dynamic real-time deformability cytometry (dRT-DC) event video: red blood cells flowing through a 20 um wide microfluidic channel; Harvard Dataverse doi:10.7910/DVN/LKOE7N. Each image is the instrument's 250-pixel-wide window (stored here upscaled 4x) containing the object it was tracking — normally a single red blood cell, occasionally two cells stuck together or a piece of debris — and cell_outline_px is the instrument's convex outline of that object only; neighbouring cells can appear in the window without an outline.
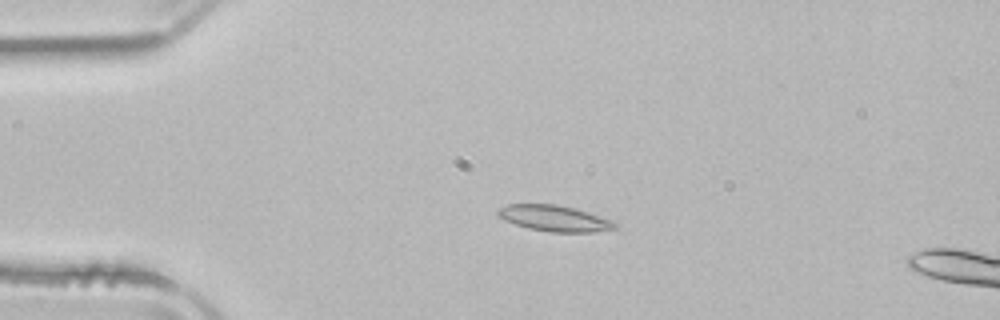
{"species": "common noctule bat (a hibernating species)", "species_latin": "Nyctalus noctula", "temperature_condition": "room temperature", "stored_images_in_passage": 53, "camera_frame_rate_fps": 3000, "um_per_image_px": 0.085, "animal": {"sex": "male", "body_mass_g": 21.5, "forearm_length_mm": 52.0}, "frame": {"image": 1, "passage_image": 12, "time_ms": 3.667, "image_size_px": [1000, 320], "cell_outline_px": [[620, 224], [616, 228], [592, 232], [548, 232], [528, 228], [504, 220], [496, 212], [496, 208], [508, 204], [556, 204], [572, 208], [612, 220]], "centroid_in_image_um": [47.1, 18.56], "position_along_channel_um": 37.9, "area_um2": 17.63}}
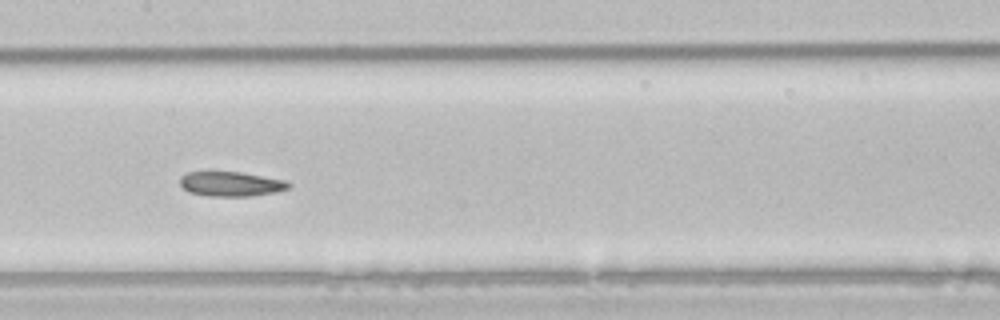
{"frame": {"image": 2, "passage_image": 26, "time_ms": 8.333, "image_size_px": [1000, 320], "cell_outline_px": [[292, 184], [288, 188], [276, 192], [248, 196], [208, 196], [188, 192], [180, 184], [180, 176], [188, 172], [208, 168], [244, 172], [288, 180]], "centroid_in_image_um": [19.59, 15.57], "position_along_channel_um": 187.8, "area_um2": 16.59}}
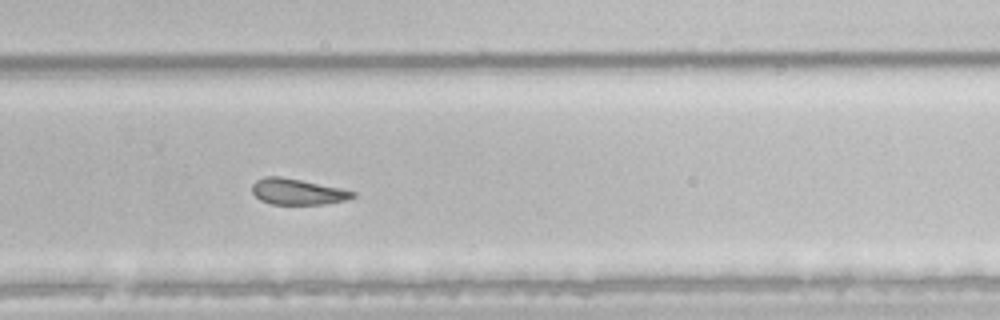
{"frame": {"image": 3, "passage_image": 35, "time_ms": 11.333, "image_size_px": [1000, 320], "cell_outline_px": [[356, 196], [344, 200], [324, 204], [272, 204], [260, 200], [252, 192], [252, 184], [256, 180], [264, 176], [280, 176], [340, 188], [356, 192]], "centroid_in_image_um": [25.25, 16.29], "position_along_channel_um": 304.5, "area_um2": 15.09}, "authors_computed_cell_mechanics": {"area_um2": 17.1666, "velocity_mm_per_s": 3.907, "shape_relaxation_time_tau1_ms": null, "shape_relaxation_time_tau2_ms": 8.5837, "deformation_change_tau1": null, "deformation_change_tau2": 0.1305}}